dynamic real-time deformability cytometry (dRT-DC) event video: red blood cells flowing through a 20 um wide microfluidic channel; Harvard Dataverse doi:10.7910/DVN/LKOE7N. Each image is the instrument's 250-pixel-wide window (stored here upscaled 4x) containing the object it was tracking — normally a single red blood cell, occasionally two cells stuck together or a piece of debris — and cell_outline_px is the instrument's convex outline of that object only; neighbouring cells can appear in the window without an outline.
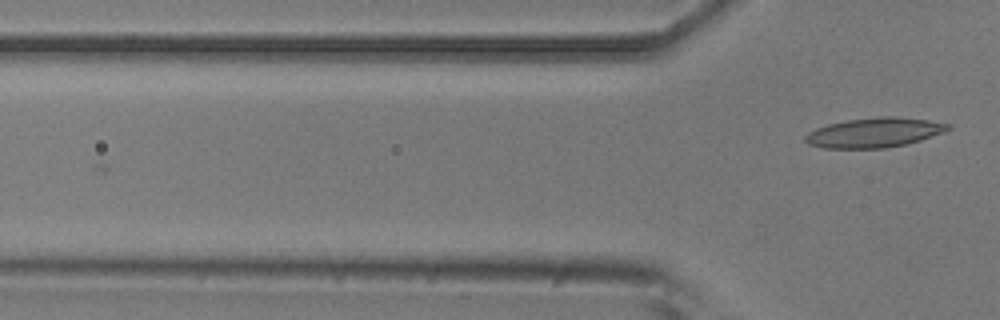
{"species": "common noctule bat (a hibernating species)", "species_latin": "Nyctalus noctula", "temperature_condition": "room temperature", "stored_images_in_passage": 3, "camera_frame_rate_fps": 3000, "um_per_image_px": 0.085, "animal": {"sex": "male", "body_mass_g": 20.5, "forearm_length_mm": 52.5}, "frame": {"image": 1, "passage_image": 3, "time_ms": 0.667, "image_size_px": [1000, 320], "cell_outline_px": [[952, 128], [944, 132], [920, 140], [904, 144], [884, 148], [824, 148], [808, 144], [804, 140], [804, 136], [808, 132], [816, 128], [828, 124], [848, 120], [880, 116], [896, 116], [928, 120], [952, 124]], "centroid_in_image_um": [74.32, 11.26], "position_along_channel_um": 51.5, "area_um2": 24.68}}